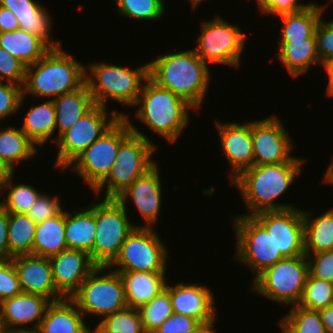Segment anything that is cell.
I'll use <instances>...</instances> for the list:
<instances>
[{
    "mask_svg": "<svg viewBox=\"0 0 333 333\" xmlns=\"http://www.w3.org/2000/svg\"><path fill=\"white\" fill-rule=\"evenodd\" d=\"M9 213L0 205V259H8Z\"/></svg>",
    "mask_w": 333,
    "mask_h": 333,
    "instance_id": "50",
    "label": "cell"
},
{
    "mask_svg": "<svg viewBox=\"0 0 333 333\" xmlns=\"http://www.w3.org/2000/svg\"><path fill=\"white\" fill-rule=\"evenodd\" d=\"M147 79L148 62L135 69L107 62H92L86 65L85 83L89 93L94 104L104 107H108L109 99L135 107Z\"/></svg>",
    "mask_w": 333,
    "mask_h": 333,
    "instance_id": "6",
    "label": "cell"
},
{
    "mask_svg": "<svg viewBox=\"0 0 333 333\" xmlns=\"http://www.w3.org/2000/svg\"><path fill=\"white\" fill-rule=\"evenodd\" d=\"M214 322H208V323H202L198 328H196L192 333H216L215 331V323Z\"/></svg>",
    "mask_w": 333,
    "mask_h": 333,
    "instance_id": "55",
    "label": "cell"
},
{
    "mask_svg": "<svg viewBox=\"0 0 333 333\" xmlns=\"http://www.w3.org/2000/svg\"><path fill=\"white\" fill-rule=\"evenodd\" d=\"M13 177L14 173L9 177L8 181L0 192V194L3 195L6 190L8 191L7 195L5 194L6 197H4V195L2 196L0 205L8 213L27 214V212L33 206V202L37 200L38 196L42 192H39L37 188L28 183L25 184L23 182L15 184Z\"/></svg>",
    "mask_w": 333,
    "mask_h": 333,
    "instance_id": "36",
    "label": "cell"
},
{
    "mask_svg": "<svg viewBox=\"0 0 333 333\" xmlns=\"http://www.w3.org/2000/svg\"><path fill=\"white\" fill-rule=\"evenodd\" d=\"M26 96H23L22 86L11 82H0V122L20 111Z\"/></svg>",
    "mask_w": 333,
    "mask_h": 333,
    "instance_id": "42",
    "label": "cell"
},
{
    "mask_svg": "<svg viewBox=\"0 0 333 333\" xmlns=\"http://www.w3.org/2000/svg\"><path fill=\"white\" fill-rule=\"evenodd\" d=\"M84 317H100L128 307L120 273L109 266H97L70 297Z\"/></svg>",
    "mask_w": 333,
    "mask_h": 333,
    "instance_id": "7",
    "label": "cell"
},
{
    "mask_svg": "<svg viewBox=\"0 0 333 333\" xmlns=\"http://www.w3.org/2000/svg\"><path fill=\"white\" fill-rule=\"evenodd\" d=\"M83 313L71 298L52 301L38 327L39 333H92Z\"/></svg>",
    "mask_w": 333,
    "mask_h": 333,
    "instance_id": "24",
    "label": "cell"
},
{
    "mask_svg": "<svg viewBox=\"0 0 333 333\" xmlns=\"http://www.w3.org/2000/svg\"><path fill=\"white\" fill-rule=\"evenodd\" d=\"M36 226L26 214L9 213L8 259L18 255H33Z\"/></svg>",
    "mask_w": 333,
    "mask_h": 333,
    "instance_id": "35",
    "label": "cell"
},
{
    "mask_svg": "<svg viewBox=\"0 0 333 333\" xmlns=\"http://www.w3.org/2000/svg\"><path fill=\"white\" fill-rule=\"evenodd\" d=\"M143 330L139 309L127 307L105 316L92 333H141Z\"/></svg>",
    "mask_w": 333,
    "mask_h": 333,
    "instance_id": "38",
    "label": "cell"
},
{
    "mask_svg": "<svg viewBox=\"0 0 333 333\" xmlns=\"http://www.w3.org/2000/svg\"><path fill=\"white\" fill-rule=\"evenodd\" d=\"M211 73L194 49L172 52L148 62V78L186 100L197 112L205 101Z\"/></svg>",
    "mask_w": 333,
    "mask_h": 333,
    "instance_id": "1",
    "label": "cell"
},
{
    "mask_svg": "<svg viewBox=\"0 0 333 333\" xmlns=\"http://www.w3.org/2000/svg\"><path fill=\"white\" fill-rule=\"evenodd\" d=\"M231 219L236 234L233 259L252 271L253 282L263 271L284 257L277 252L273 237L254 216L236 214Z\"/></svg>",
    "mask_w": 333,
    "mask_h": 333,
    "instance_id": "10",
    "label": "cell"
},
{
    "mask_svg": "<svg viewBox=\"0 0 333 333\" xmlns=\"http://www.w3.org/2000/svg\"><path fill=\"white\" fill-rule=\"evenodd\" d=\"M293 141L278 115L252 121L253 165L305 162L293 156Z\"/></svg>",
    "mask_w": 333,
    "mask_h": 333,
    "instance_id": "15",
    "label": "cell"
},
{
    "mask_svg": "<svg viewBox=\"0 0 333 333\" xmlns=\"http://www.w3.org/2000/svg\"><path fill=\"white\" fill-rule=\"evenodd\" d=\"M277 50L276 55L293 78L306 74L312 65L321 64L316 39L279 42Z\"/></svg>",
    "mask_w": 333,
    "mask_h": 333,
    "instance_id": "28",
    "label": "cell"
},
{
    "mask_svg": "<svg viewBox=\"0 0 333 333\" xmlns=\"http://www.w3.org/2000/svg\"><path fill=\"white\" fill-rule=\"evenodd\" d=\"M166 274L149 272L120 273L128 307L139 309L165 290Z\"/></svg>",
    "mask_w": 333,
    "mask_h": 333,
    "instance_id": "26",
    "label": "cell"
},
{
    "mask_svg": "<svg viewBox=\"0 0 333 333\" xmlns=\"http://www.w3.org/2000/svg\"><path fill=\"white\" fill-rule=\"evenodd\" d=\"M9 333H39L37 329L35 330H14L9 331Z\"/></svg>",
    "mask_w": 333,
    "mask_h": 333,
    "instance_id": "58",
    "label": "cell"
},
{
    "mask_svg": "<svg viewBox=\"0 0 333 333\" xmlns=\"http://www.w3.org/2000/svg\"><path fill=\"white\" fill-rule=\"evenodd\" d=\"M141 333H156L155 331L143 330Z\"/></svg>",
    "mask_w": 333,
    "mask_h": 333,
    "instance_id": "60",
    "label": "cell"
},
{
    "mask_svg": "<svg viewBox=\"0 0 333 333\" xmlns=\"http://www.w3.org/2000/svg\"><path fill=\"white\" fill-rule=\"evenodd\" d=\"M254 217L273 237L277 252L284 258L305 255L303 209L264 211Z\"/></svg>",
    "mask_w": 333,
    "mask_h": 333,
    "instance_id": "16",
    "label": "cell"
},
{
    "mask_svg": "<svg viewBox=\"0 0 333 333\" xmlns=\"http://www.w3.org/2000/svg\"><path fill=\"white\" fill-rule=\"evenodd\" d=\"M0 333H9V329L1 320H0Z\"/></svg>",
    "mask_w": 333,
    "mask_h": 333,
    "instance_id": "59",
    "label": "cell"
},
{
    "mask_svg": "<svg viewBox=\"0 0 333 333\" xmlns=\"http://www.w3.org/2000/svg\"><path fill=\"white\" fill-rule=\"evenodd\" d=\"M200 26L201 33L193 48L196 54L208 65L218 63L238 68L247 40L242 28L219 15L202 21Z\"/></svg>",
    "mask_w": 333,
    "mask_h": 333,
    "instance_id": "13",
    "label": "cell"
},
{
    "mask_svg": "<svg viewBox=\"0 0 333 333\" xmlns=\"http://www.w3.org/2000/svg\"><path fill=\"white\" fill-rule=\"evenodd\" d=\"M309 275L333 282V249L315 254H305Z\"/></svg>",
    "mask_w": 333,
    "mask_h": 333,
    "instance_id": "47",
    "label": "cell"
},
{
    "mask_svg": "<svg viewBox=\"0 0 333 333\" xmlns=\"http://www.w3.org/2000/svg\"><path fill=\"white\" fill-rule=\"evenodd\" d=\"M113 2L120 16L137 21H157L164 16L167 9L164 0H113Z\"/></svg>",
    "mask_w": 333,
    "mask_h": 333,
    "instance_id": "39",
    "label": "cell"
},
{
    "mask_svg": "<svg viewBox=\"0 0 333 333\" xmlns=\"http://www.w3.org/2000/svg\"><path fill=\"white\" fill-rule=\"evenodd\" d=\"M67 249L65 211L37 223L33 239V255L50 258Z\"/></svg>",
    "mask_w": 333,
    "mask_h": 333,
    "instance_id": "31",
    "label": "cell"
},
{
    "mask_svg": "<svg viewBox=\"0 0 333 333\" xmlns=\"http://www.w3.org/2000/svg\"><path fill=\"white\" fill-rule=\"evenodd\" d=\"M96 234L95 202L78 210L65 211V240L67 248L90 254L94 262V240Z\"/></svg>",
    "mask_w": 333,
    "mask_h": 333,
    "instance_id": "25",
    "label": "cell"
},
{
    "mask_svg": "<svg viewBox=\"0 0 333 333\" xmlns=\"http://www.w3.org/2000/svg\"><path fill=\"white\" fill-rule=\"evenodd\" d=\"M311 211L303 210L305 254L333 249V208L311 218Z\"/></svg>",
    "mask_w": 333,
    "mask_h": 333,
    "instance_id": "34",
    "label": "cell"
},
{
    "mask_svg": "<svg viewBox=\"0 0 333 333\" xmlns=\"http://www.w3.org/2000/svg\"><path fill=\"white\" fill-rule=\"evenodd\" d=\"M109 113L107 107L95 104L65 131L55 143L58 149L57 158L54 161L55 167L63 172L66 171L85 149L107 131L120 116H124L123 112L116 109Z\"/></svg>",
    "mask_w": 333,
    "mask_h": 333,
    "instance_id": "14",
    "label": "cell"
},
{
    "mask_svg": "<svg viewBox=\"0 0 333 333\" xmlns=\"http://www.w3.org/2000/svg\"><path fill=\"white\" fill-rule=\"evenodd\" d=\"M23 117L21 130L38 147H45L48 140L54 144L57 137L53 134L56 131V116L53 100L47 99L38 105H31ZM53 136V138H51Z\"/></svg>",
    "mask_w": 333,
    "mask_h": 333,
    "instance_id": "27",
    "label": "cell"
},
{
    "mask_svg": "<svg viewBox=\"0 0 333 333\" xmlns=\"http://www.w3.org/2000/svg\"><path fill=\"white\" fill-rule=\"evenodd\" d=\"M317 4L310 2V5L301 11L279 15L283 21L279 42L316 39L315 28L327 9V4Z\"/></svg>",
    "mask_w": 333,
    "mask_h": 333,
    "instance_id": "29",
    "label": "cell"
},
{
    "mask_svg": "<svg viewBox=\"0 0 333 333\" xmlns=\"http://www.w3.org/2000/svg\"><path fill=\"white\" fill-rule=\"evenodd\" d=\"M48 193H41L37 200L33 202V206L27 212L29 216L36 224L40 223L48 218L57 216L62 210L63 205L57 195L53 197L47 195Z\"/></svg>",
    "mask_w": 333,
    "mask_h": 333,
    "instance_id": "45",
    "label": "cell"
},
{
    "mask_svg": "<svg viewBox=\"0 0 333 333\" xmlns=\"http://www.w3.org/2000/svg\"><path fill=\"white\" fill-rule=\"evenodd\" d=\"M135 118L171 145L177 143L195 108L169 89L161 88L149 78L144 82L135 104Z\"/></svg>",
    "mask_w": 333,
    "mask_h": 333,
    "instance_id": "4",
    "label": "cell"
},
{
    "mask_svg": "<svg viewBox=\"0 0 333 333\" xmlns=\"http://www.w3.org/2000/svg\"><path fill=\"white\" fill-rule=\"evenodd\" d=\"M22 292L39 294L51 301L65 298L55 287L50 258L32 254L11 258Z\"/></svg>",
    "mask_w": 333,
    "mask_h": 333,
    "instance_id": "21",
    "label": "cell"
},
{
    "mask_svg": "<svg viewBox=\"0 0 333 333\" xmlns=\"http://www.w3.org/2000/svg\"><path fill=\"white\" fill-rule=\"evenodd\" d=\"M299 0H256L259 11L262 14L282 15L287 13H295L303 10L310 5L299 3Z\"/></svg>",
    "mask_w": 333,
    "mask_h": 333,
    "instance_id": "49",
    "label": "cell"
},
{
    "mask_svg": "<svg viewBox=\"0 0 333 333\" xmlns=\"http://www.w3.org/2000/svg\"><path fill=\"white\" fill-rule=\"evenodd\" d=\"M124 117L127 119L132 133L120 144L109 175L91 191L95 196H99L105 189L104 198H117L138 177L157 163L151 157L155 154L156 145L133 125L129 118L130 113L124 112Z\"/></svg>",
    "mask_w": 333,
    "mask_h": 333,
    "instance_id": "5",
    "label": "cell"
},
{
    "mask_svg": "<svg viewBox=\"0 0 333 333\" xmlns=\"http://www.w3.org/2000/svg\"><path fill=\"white\" fill-rule=\"evenodd\" d=\"M323 19L321 17L314 32L322 67L333 62V20Z\"/></svg>",
    "mask_w": 333,
    "mask_h": 333,
    "instance_id": "43",
    "label": "cell"
},
{
    "mask_svg": "<svg viewBox=\"0 0 333 333\" xmlns=\"http://www.w3.org/2000/svg\"><path fill=\"white\" fill-rule=\"evenodd\" d=\"M14 172L2 161L0 157V192Z\"/></svg>",
    "mask_w": 333,
    "mask_h": 333,
    "instance_id": "53",
    "label": "cell"
},
{
    "mask_svg": "<svg viewBox=\"0 0 333 333\" xmlns=\"http://www.w3.org/2000/svg\"><path fill=\"white\" fill-rule=\"evenodd\" d=\"M124 116L85 149L68 167L94 190L108 175L114 164L120 144L131 134Z\"/></svg>",
    "mask_w": 333,
    "mask_h": 333,
    "instance_id": "11",
    "label": "cell"
},
{
    "mask_svg": "<svg viewBox=\"0 0 333 333\" xmlns=\"http://www.w3.org/2000/svg\"><path fill=\"white\" fill-rule=\"evenodd\" d=\"M309 275L306 255L284 258L263 271L251 284V291L280 305L300 303Z\"/></svg>",
    "mask_w": 333,
    "mask_h": 333,
    "instance_id": "8",
    "label": "cell"
},
{
    "mask_svg": "<svg viewBox=\"0 0 333 333\" xmlns=\"http://www.w3.org/2000/svg\"><path fill=\"white\" fill-rule=\"evenodd\" d=\"M51 302L45 296L21 292L0 302V320L9 331L38 329Z\"/></svg>",
    "mask_w": 333,
    "mask_h": 333,
    "instance_id": "22",
    "label": "cell"
},
{
    "mask_svg": "<svg viewBox=\"0 0 333 333\" xmlns=\"http://www.w3.org/2000/svg\"><path fill=\"white\" fill-rule=\"evenodd\" d=\"M127 208L117 198H103L101 202H95L94 263L97 266H109L127 236L139 227V224L130 221Z\"/></svg>",
    "mask_w": 333,
    "mask_h": 333,
    "instance_id": "9",
    "label": "cell"
},
{
    "mask_svg": "<svg viewBox=\"0 0 333 333\" xmlns=\"http://www.w3.org/2000/svg\"><path fill=\"white\" fill-rule=\"evenodd\" d=\"M26 65L0 47V80L19 86L24 85Z\"/></svg>",
    "mask_w": 333,
    "mask_h": 333,
    "instance_id": "44",
    "label": "cell"
},
{
    "mask_svg": "<svg viewBox=\"0 0 333 333\" xmlns=\"http://www.w3.org/2000/svg\"><path fill=\"white\" fill-rule=\"evenodd\" d=\"M21 292L18 275L12 259H0V302Z\"/></svg>",
    "mask_w": 333,
    "mask_h": 333,
    "instance_id": "46",
    "label": "cell"
},
{
    "mask_svg": "<svg viewBox=\"0 0 333 333\" xmlns=\"http://www.w3.org/2000/svg\"><path fill=\"white\" fill-rule=\"evenodd\" d=\"M53 103L57 139L95 105L86 83L76 91L56 97Z\"/></svg>",
    "mask_w": 333,
    "mask_h": 333,
    "instance_id": "30",
    "label": "cell"
},
{
    "mask_svg": "<svg viewBox=\"0 0 333 333\" xmlns=\"http://www.w3.org/2000/svg\"><path fill=\"white\" fill-rule=\"evenodd\" d=\"M50 263L55 287L65 298H70L97 267L89 253L70 248L51 256Z\"/></svg>",
    "mask_w": 333,
    "mask_h": 333,
    "instance_id": "19",
    "label": "cell"
},
{
    "mask_svg": "<svg viewBox=\"0 0 333 333\" xmlns=\"http://www.w3.org/2000/svg\"><path fill=\"white\" fill-rule=\"evenodd\" d=\"M220 144L231 168L230 182L241 172L253 166L252 121L244 124L214 120Z\"/></svg>",
    "mask_w": 333,
    "mask_h": 333,
    "instance_id": "18",
    "label": "cell"
},
{
    "mask_svg": "<svg viewBox=\"0 0 333 333\" xmlns=\"http://www.w3.org/2000/svg\"><path fill=\"white\" fill-rule=\"evenodd\" d=\"M139 313L144 330L155 331L173 313L169 292L163 290L147 304L142 305Z\"/></svg>",
    "mask_w": 333,
    "mask_h": 333,
    "instance_id": "41",
    "label": "cell"
},
{
    "mask_svg": "<svg viewBox=\"0 0 333 333\" xmlns=\"http://www.w3.org/2000/svg\"><path fill=\"white\" fill-rule=\"evenodd\" d=\"M86 65L62 47L50 49L40 60L26 67L23 96L56 97L78 90L85 84Z\"/></svg>",
    "mask_w": 333,
    "mask_h": 333,
    "instance_id": "3",
    "label": "cell"
},
{
    "mask_svg": "<svg viewBox=\"0 0 333 333\" xmlns=\"http://www.w3.org/2000/svg\"><path fill=\"white\" fill-rule=\"evenodd\" d=\"M168 255V247L155 228L136 227L109 267L118 273H167Z\"/></svg>",
    "mask_w": 333,
    "mask_h": 333,
    "instance_id": "12",
    "label": "cell"
},
{
    "mask_svg": "<svg viewBox=\"0 0 333 333\" xmlns=\"http://www.w3.org/2000/svg\"><path fill=\"white\" fill-rule=\"evenodd\" d=\"M322 180H323V183L331 184L333 186V156H332L331 163L329 164L327 171L325 172V175Z\"/></svg>",
    "mask_w": 333,
    "mask_h": 333,
    "instance_id": "56",
    "label": "cell"
},
{
    "mask_svg": "<svg viewBox=\"0 0 333 333\" xmlns=\"http://www.w3.org/2000/svg\"><path fill=\"white\" fill-rule=\"evenodd\" d=\"M19 28L16 16L9 9L0 6V32H10Z\"/></svg>",
    "mask_w": 333,
    "mask_h": 333,
    "instance_id": "51",
    "label": "cell"
},
{
    "mask_svg": "<svg viewBox=\"0 0 333 333\" xmlns=\"http://www.w3.org/2000/svg\"><path fill=\"white\" fill-rule=\"evenodd\" d=\"M191 3V9L194 11L197 9V6L199 7L198 4H200L201 2H203L204 0H189ZM206 1V0H205Z\"/></svg>",
    "mask_w": 333,
    "mask_h": 333,
    "instance_id": "57",
    "label": "cell"
},
{
    "mask_svg": "<svg viewBox=\"0 0 333 333\" xmlns=\"http://www.w3.org/2000/svg\"><path fill=\"white\" fill-rule=\"evenodd\" d=\"M328 76V85L326 88V94L333 97V62L330 65L324 66Z\"/></svg>",
    "mask_w": 333,
    "mask_h": 333,
    "instance_id": "54",
    "label": "cell"
},
{
    "mask_svg": "<svg viewBox=\"0 0 333 333\" xmlns=\"http://www.w3.org/2000/svg\"><path fill=\"white\" fill-rule=\"evenodd\" d=\"M168 283L165 289L169 292L173 313L196 318L201 323L216 321L217 309L210 288L198 283Z\"/></svg>",
    "mask_w": 333,
    "mask_h": 333,
    "instance_id": "20",
    "label": "cell"
},
{
    "mask_svg": "<svg viewBox=\"0 0 333 333\" xmlns=\"http://www.w3.org/2000/svg\"><path fill=\"white\" fill-rule=\"evenodd\" d=\"M202 323L196 318L172 313L156 330V333H192Z\"/></svg>",
    "mask_w": 333,
    "mask_h": 333,
    "instance_id": "48",
    "label": "cell"
},
{
    "mask_svg": "<svg viewBox=\"0 0 333 333\" xmlns=\"http://www.w3.org/2000/svg\"><path fill=\"white\" fill-rule=\"evenodd\" d=\"M333 304V282L308 275L299 306L319 311Z\"/></svg>",
    "mask_w": 333,
    "mask_h": 333,
    "instance_id": "40",
    "label": "cell"
},
{
    "mask_svg": "<svg viewBox=\"0 0 333 333\" xmlns=\"http://www.w3.org/2000/svg\"><path fill=\"white\" fill-rule=\"evenodd\" d=\"M304 162H285L268 165H253L241 172L230 183L236 186L246 207L248 215L254 216L264 211H282L295 208L294 204L276 203L292 185L296 176L302 173ZM285 192V193H284Z\"/></svg>",
    "mask_w": 333,
    "mask_h": 333,
    "instance_id": "2",
    "label": "cell"
},
{
    "mask_svg": "<svg viewBox=\"0 0 333 333\" xmlns=\"http://www.w3.org/2000/svg\"><path fill=\"white\" fill-rule=\"evenodd\" d=\"M281 333H326L319 311L292 306L279 321Z\"/></svg>",
    "mask_w": 333,
    "mask_h": 333,
    "instance_id": "37",
    "label": "cell"
},
{
    "mask_svg": "<svg viewBox=\"0 0 333 333\" xmlns=\"http://www.w3.org/2000/svg\"><path fill=\"white\" fill-rule=\"evenodd\" d=\"M160 175V167L157 162L117 197L123 205H126L130 199L133 201L138 214L146 221L139 227L154 228L153 225L158 222L163 193Z\"/></svg>",
    "mask_w": 333,
    "mask_h": 333,
    "instance_id": "17",
    "label": "cell"
},
{
    "mask_svg": "<svg viewBox=\"0 0 333 333\" xmlns=\"http://www.w3.org/2000/svg\"><path fill=\"white\" fill-rule=\"evenodd\" d=\"M0 6L9 9L18 20L20 29L34 34L50 49L62 47L61 40L52 41V17L50 11L35 0H0Z\"/></svg>",
    "mask_w": 333,
    "mask_h": 333,
    "instance_id": "23",
    "label": "cell"
},
{
    "mask_svg": "<svg viewBox=\"0 0 333 333\" xmlns=\"http://www.w3.org/2000/svg\"><path fill=\"white\" fill-rule=\"evenodd\" d=\"M37 151L39 152L38 147L20 128H0V157L13 172L17 163L34 159Z\"/></svg>",
    "mask_w": 333,
    "mask_h": 333,
    "instance_id": "33",
    "label": "cell"
},
{
    "mask_svg": "<svg viewBox=\"0 0 333 333\" xmlns=\"http://www.w3.org/2000/svg\"><path fill=\"white\" fill-rule=\"evenodd\" d=\"M319 315L326 333H333V304L319 310Z\"/></svg>",
    "mask_w": 333,
    "mask_h": 333,
    "instance_id": "52",
    "label": "cell"
},
{
    "mask_svg": "<svg viewBox=\"0 0 333 333\" xmlns=\"http://www.w3.org/2000/svg\"><path fill=\"white\" fill-rule=\"evenodd\" d=\"M0 47L26 66L36 63L50 50L37 36L20 28L10 32H0Z\"/></svg>",
    "mask_w": 333,
    "mask_h": 333,
    "instance_id": "32",
    "label": "cell"
}]
</instances>
